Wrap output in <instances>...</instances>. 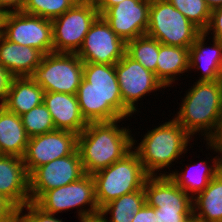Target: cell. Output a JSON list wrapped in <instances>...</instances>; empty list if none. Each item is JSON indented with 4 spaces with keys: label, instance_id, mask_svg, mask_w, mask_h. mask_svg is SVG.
<instances>
[{
    "label": "cell",
    "instance_id": "obj_1",
    "mask_svg": "<svg viewBox=\"0 0 222 222\" xmlns=\"http://www.w3.org/2000/svg\"><path fill=\"white\" fill-rule=\"evenodd\" d=\"M83 118L89 122H111L132 117L123 104L115 64L84 63L77 91Z\"/></svg>",
    "mask_w": 222,
    "mask_h": 222
},
{
    "label": "cell",
    "instance_id": "obj_2",
    "mask_svg": "<svg viewBox=\"0 0 222 222\" xmlns=\"http://www.w3.org/2000/svg\"><path fill=\"white\" fill-rule=\"evenodd\" d=\"M125 119L89 122L78 134L77 149L85 173L92 175L122 159L132 150V131L129 126L120 128L118 125Z\"/></svg>",
    "mask_w": 222,
    "mask_h": 222
},
{
    "label": "cell",
    "instance_id": "obj_3",
    "mask_svg": "<svg viewBox=\"0 0 222 222\" xmlns=\"http://www.w3.org/2000/svg\"><path fill=\"white\" fill-rule=\"evenodd\" d=\"M192 85L181 98L174 119L191 137L199 133L207 142L215 133L222 111L221 83L220 80L196 81Z\"/></svg>",
    "mask_w": 222,
    "mask_h": 222
},
{
    "label": "cell",
    "instance_id": "obj_4",
    "mask_svg": "<svg viewBox=\"0 0 222 222\" xmlns=\"http://www.w3.org/2000/svg\"><path fill=\"white\" fill-rule=\"evenodd\" d=\"M143 136L137 144L133 135L132 149L137 153L149 176H163V168L171 167L182 154H187L188 143L192 139L174 118L155 126Z\"/></svg>",
    "mask_w": 222,
    "mask_h": 222
},
{
    "label": "cell",
    "instance_id": "obj_5",
    "mask_svg": "<svg viewBox=\"0 0 222 222\" xmlns=\"http://www.w3.org/2000/svg\"><path fill=\"white\" fill-rule=\"evenodd\" d=\"M92 176L99 209L124 194L144 189L145 181L149 177L133 149L122 159L93 173Z\"/></svg>",
    "mask_w": 222,
    "mask_h": 222
},
{
    "label": "cell",
    "instance_id": "obj_6",
    "mask_svg": "<svg viewBox=\"0 0 222 222\" xmlns=\"http://www.w3.org/2000/svg\"><path fill=\"white\" fill-rule=\"evenodd\" d=\"M201 33L168 0H151L146 35L161 44L190 48Z\"/></svg>",
    "mask_w": 222,
    "mask_h": 222
},
{
    "label": "cell",
    "instance_id": "obj_7",
    "mask_svg": "<svg viewBox=\"0 0 222 222\" xmlns=\"http://www.w3.org/2000/svg\"><path fill=\"white\" fill-rule=\"evenodd\" d=\"M34 203L43 211L56 215L78 208L80 221L100 213L95 197V182L93 176L87 173L75 182L44 192Z\"/></svg>",
    "mask_w": 222,
    "mask_h": 222
},
{
    "label": "cell",
    "instance_id": "obj_8",
    "mask_svg": "<svg viewBox=\"0 0 222 222\" xmlns=\"http://www.w3.org/2000/svg\"><path fill=\"white\" fill-rule=\"evenodd\" d=\"M84 62L76 53L45 54L31 78L45 92L77 94L83 79Z\"/></svg>",
    "mask_w": 222,
    "mask_h": 222
},
{
    "label": "cell",
    "instance_id": "obj_9",
    "mask_svg": "<svg viewBox=\"0 0 222 222\" xmlns=\"http://www.w3.org/2000/svg\"><path fill=\"white\" fill-rule=\"evenodd\" d=\"M99 16L97 7L90 2L73 5L64 14L52 19L53 52L77 53Z\"/></svg>",
    "mask_w": 222,
    "mask_h": 222
},
{
    "label": "cell",
    "instance_id": "obj_10",
    "mask_svg": "<svg viewBox=\"0 0 222 222\" xmlns=\"http://www.w3.org/2000/svg\"><path fill=\"white\" fill-rule=\"evenodd\" d=\"M2 35L9 41L33 47L44 55L53 52L52 21L22 11L4 13Z\"/></svg>",
    "mask_w": 222,
    "mask_h": 222
},
{
    "label": "cell",
    "instance_id": "obj_11",
    "mask_svg": "<svg viewBox=\"0 0 222 222\" xmlns=\"http://www.w3.org/2000/svg\"><path fill=\"white\" fill-rule=\"evenodd\" d=\"M123 104L134 114L137 102L145 95L166 89L156 75L143 67L127 53L115 64Z\"/></svg>",
    "mask_w": 222,
    "mask_h": 222
},
{
    "label": "cell",
    "instance_id": "obj_12",
    "mask_svg": "<svg viewBox=\"0 0 222 222\" xmlns=\"http://www.w3.org/2000/svg\"><path fill=\"white\" fill-rule=\"evenodd\" d=\"M85 174L78 149L36 168L29 175L31 202H35L44 192L75 182Z\"/></svg>",
    "mask_w": 222,
    "mask_h": 222
},
{
    "label": "cell",
    "instance_id": "obj_13",
    "mask_svg": "<svg viewBox=\"0 0 222 222\" xmlns=\"http://www.w3.org/2000/svg\"><path fill=\"white\" fill-rule=\"evenodd\" d=\"M126 53V43L99 16L76 53L84 63L116 64Z\"/></svg>",
    "mask_w": 222,
    "mask_h": 222
},
{
    "label": "cell",
    "instance_id": "obj_14",
    "mask_svg": "<svg viewBox=\"0 0 222 222\" xmlns=\"http://www.w3.org/2000/svg\"><path fill=\"white\" fill-rule=\"evenodd\" d=\"M77 136L70 131L54 130L29 137L22 157L28 175L44 164L72 154L77 149Z\"/></svg>",
    "mask_w": 222,
    "mask_h": 222
},
{
    "label": "cell",
    "instance_id": "obj_15",
    "mask_svg": "<svg viewBox=\"0 0 222 222\" xmlns=\"http://www.w3.org/2000/svg\"><path fill=\"white\" fill-rule=\"evenodd\" d=\"M151 0H124L101 16L125 43L146 35Z\"/></svg>",
    "mask_w": 222,
    "mask_h": 222
},
{
    "label": "cell",
    "instance_id": "obj_16",
    "mask_svg": "<svg viewBox=\"0 0 222 222\" xmlns=\"http://www.w3.org/2000/svg\"><path fill=\"white\" fill-rule=\"evenodd\" d=\"M0 193L18 209L31 201L29 175L22 157L0 155Z\"/></svg>",
    "mask_w": 222,
    "mask_h": 222
},
{
    "label": "cell",
    "instance_id": "obj_17",
    "mask_svg": "<svg viewBox=\"0 0 222 222\" xmlns=\"http://www.w3.org/2000/svg\"><path fill=\"white\" fill-rule=\"evenodd\" d=\"M144 191L146 203L158 210H193L192 198L169 176H149Z\"/></svg>",
    "mask_w": 222,
    "mask_h": 222
},
{
    "label": "cell",
    "instance_id": "obj_18",
    "mask_svg": "<svg viewBox=\"0 0 222 222\" xmlns=\"http://www.w3.org/2000/svg\"><path fill=\"white\" fill-rule=\"evenodd\" d=\"M43 103L51 114L56 130L80 134L88 122L83 118L76 94L45 92Z\"/></svg>",
    "mask_w": 222,
    "mask_h": 222
},
{
    "label": "cell",
    "instance_id": "obj_19",
    "mask_svg": "<svg viewBox=\"0 0 222 222\" xmlns=\"http://www.w3.org/2000/svg\"><path fill=\"white\" fill-rule=\"evenodd\" d=\"M206 37L202 32L189 48V70H201L197 81H217L222 70V42L211 38L213 44L208 47Z\"/></svg>",
    "mask_w": 222,
    "mask_h": 222
},
{
    "label": "cell",
    "instance_id": "obj_20",
    "mask_svg": "<svg viewBox=\"0 0 222 222\" xmlns=\"http://www.w3.org/2000/svg\"><path fill=\"white\" fill-rule=\"evenodd\" d=\"M211 162L209 165L205 159V161L202 160L193 165L189 164L184 168V172L183 170H181L182 172H178L176 169L175 171H170V173L164 171L163 176H169L181 190L193 199L222 170V154L214 156Z\"/></svg>",
    "mask_w": 222,
    "mask_h": 222
},
{
    "label": "cell",
    "instance_id": "obj_21",
    "mask_svg": "<svg viewBox=\"0 0 222 222\" xmlns=\"http://www.w3.org/2000/svg\"><path fill=\"white\" fill-rule=\"evenodd\" d=\"M43 56L41 51L9 41L0 34V64L14 77H31Z\"/></svg>",
    "mask_w": 222,
    "mask_h": 222
},
{
    "label": "cell",
    "instance_id": "obj_22",
    "mask_svg": "<svg viewBox=\"0 0 222 222\" xmlns=\"http://www.w3.org/2000/svg\"><path fill=\"white\" fill-rule=\"evenodd\" d=\"M45 91L31 77H14L2 105L18 116L43 103Z\"/></svg>",
    "mask_w": 222,
    "mask_h": 222
},
{
    "label": "cell",
    "instance_id": "obj_23",
    "mask_svg": "<svg viewBox=\"0 0 222 222\" xmlns=\"http://www.w3.org/2000/svg\"><path fill=\"white\" fill-rule=\"evenodd\" d=\"M28 141L21 116L0 105V155L23 157Z\"/></svg>",
    "mask_w": 222,
    "mask_h": 222
},
{
    "label": "cell",
    "instance_id": "obj_24",
    "mask_svg": "<svg viewBox=\"0 0 222 222\" xmlns=\"http://www.w3.org/2000/svg\"><path fill=\"white\" fill-rule=\"evenodd\" d=\"M189 71V48L161 44L157 59L156 77L163 86L171 87L180 74Z\"/></svg>",
    "mask_w": 222,
    "mask_h": 222
},
{
    "label": "cell",
    "instance_id": "obj_25",
    "mask_svg": "<svg viewBox=\"0 0 222 222\" xmlns=\"http://www.w3.org/2000/svg\"><path fill=\"white\" fill-rule=\"evenodd\" d=\"M193 214L205 222H222V170L192 199Z\"/></svg>",
    "mask_w": 222,
    "mask_h": 222
},
{
    "label": "cell",
    "instance_id": "obj_26",
    "mask_svg": "<svg viewBox=\"0 0 222 222\" xmlns=\"http://www.w3.org/2000/svg\"><path fill=\"white\" fill-rule=\"evenodd\" d=\"M146 203L144 189L124 194L112 200L100 209L99 215L106 222H132L134 215ZM110 214V218L106 217ZM107 218V219H106Z\"/></svg>",
    "mask_w": 222,
    "mask_h": 222
},
{
    "label": "cell",
    "instance_id": "obj_27",
    "mask_svg": "<svg viewBox=\"0 0 222 222\" xmlns=\"http://www.w3.org/2000/svg\"><path fill=\"white\" fill-rule=\"evenodd\" d=\"M126 53L156 75L159 41L143 35L126 43Z\"/></svg>",
    "mask_w": 222,
    "mask_h": 222
},
{
    "label": "cell",
    "instance_id": "obj_28",
    "mask_svg": "<svg viewBox=\"0 0 222 222\" xmlns=\"http://www.w3.org/2000/svg\"><path fill=\"white\" fill-rule=\"evenodd\" d=\"M177 10H179L191 23L202 32L207 29L211 9L204 0H168Z\"/></svg>",
    "mask_w": 222,
    "mask_h": 222
},
{
    "label": "cell",
    "instance_id": "obj_29",
    "mask_svg": "<svg viewBox=\"0 0 222 222\" xmlns=\"http://www.w3.org/2000/svg\"><path fill=\"white\" fill-rule=\"evenodd\" d=\"M21 119L29 137L56 130L51 114L44 103L21 115Z\"/></svg>",
    "mask_w": 222,
    "mask_h": 222
},
{
    "label": "cell",
    "instance_id": "obj_30",
    "mask_svg": "<svg viewBox=\"0 0 222 222\" xmlns=\"http://www.w3.org/2000/svg\"><path fill=\"white\" fill-rule=\"evenodd\" d=\"M73 6L70 0H27L22 12L46 19H54Z\"/></svg>",
    "mask_w": 222,
    "mask_h": 222
},
{
    "label": "cell",
    "instance_id": "obj_31",
    "mask_svg": "<svg viewBox=\"0 0 222 222\" xmlns=\"http://www.w3.org/2000/svg\"><path fill=\"white\" fill-rule=\"evenodd\" d=\"M24 209L27 213L23 212ZM55 216V214L43 211L34 202L31 201L18 209V218L22 222H64L62 219H58Z\"/></svg>",
    "mask_w": 222,
    "mask_h": 222
},
{
    "label": "cell",
    "instance_id": "obj_32",
    "mask_svg": "<svg viewBox=\"0 0 222 222\" xmlns=\"http://www.w3.org/2000/svg\"><path fill=\"white\" fill-rule=\"evenodd\" d=\"M193 210H158L155 208V215L158 222H184Z\"/></svg>",
    "mask_w": 222,
    "mask_h": 222
},
{
    "label": "cell",
    "instance_id": "obj_33",
    "mask_svg": "<svg viewBox=\"0 0 222 222\" xmlns=\"http://www.w3.org/2000/svg\"><path fill=\"white\" fill-rule=\"evenodd\" d=\"M209 32L213 35L211 38L222 42V6L211 10L210 22L205 30L208 35Z\"/></svg>",
    "mask_w": 222,
    "mask_h": 222
},
{
    "label": "cell",
    "instance_id": "obj_34",
    "mask_svg": "<svg viewBox=\"0 0 222 222\" xmlns=\"http://www.w3.org/2000/svg\"><path fill=\"white\" fill-rule=\"evenodd\" d=\"M14 76L0 64V105L7 99Z\"/></svg>",
    "mask_w": 222,
    "mask_h": 222
},
{
    "label": "cell",
    "instance_id": "obj_35",
    "mask_svg": "<svg viewBox=\"0 0 222 222\" xmlns=\"http://www.w3.org/2000/svg\"><path fill=\"white\" fill-rule=\"evenodd\" d=\"M206 148H210L213 152L222 154V111L220 113V118L218 122V126L215 130V133L211 136V138L206 142Z\"/></svg>",
    "mask_w": 222,
    "mask_h": 222
},
{
    "label": "cell",
    "instance_id": "obj_36",
    "mask_svg": "<svg viewBox=\"0 0 222 222\" xmlns=\"http://www.w3.org/2000/svg\"><path fill=\"white\" fill-rule=\"evenodd\" d=\"M132 222H158L155 208L145 203L139 212L134 215Z\"/></svg>",
    "mask_w": 222,
    "mask_h": 222
},
{
    "label": "cell",
    "instance_id": "obj_37",
    "mask_svg": "<svg viewBox=\"0 0 222 222\" xmlns=\"http://www.w3.org/2000/svg\"><path fill=\"white\" fill-rule=\"evenodd\" d=\"M27 0H0V10L3 13L22 11Z\"/></svg>",
    "mask_w": 222,
    "mask_h": 222
},
{
    "label": "cell",
    "instance_id": "obj_38",
    "mask_svg": "<svg viewBox=\"0 0 222 222\" xmlns=\"http://www.w3.org/2000/svg\"><path fill=\"white\" fill-rule=\"evenodd\" d=\"M124 0H91V3L97 7L100 16L110 7Z\"/></svg>",
    "mask_w": 222,
    "mask_h": 222
},
{
    "label": "cell",
    "instance_id": "obj_39",
    "mask_svg": "<svg viewBox=\"0 0 222 222\" xmlns=\"http://www.w3.org/2000/svg\"><path fill=\"white\" fill-rule=\"evenodd\" d=\"M204 1L211 10L222 6V0H204Z\"/></svg>",
    "mask_w": 222,
    "mask_h": 222
},
{
    "label": "cell",
    "instance_id": "obj_40",
    "mask_svg": "<svg viewBox=\"0 0 222 222\" xmlns=\"http://www.w3.org/2000/svg\"><path fill=\"white\" fill-rule=\"evenodd\" d=\"M80 222H106L100 215L84 219Z\"/></svg>",
    "mask_w": 222,
    "mask_h": 222
},
{
    "label": "cell",
    "instance_id": "obj_41",
    "mask_svg": "<svg viewBox=\"0 0 222 222\" xmlns=\"http://www.w3.org/2000/svg\"><path fill=\"white\" fill-rule=\"evenodd\" d=\"M184 222H205V221L192 213Z\"/></svg>",
    "mask_w": 222,
    "mask_h": 222
},
{
    "label": "cell",
    "instance_id": "obj_42",
    "mask_svg": "<svg viewBox=\"0 0 222 222\" xmlns=\"http://www.w3.org/2000/svg\"><path fill=\"white\" fill-rule=\"evenodd\" d=\"M73 5H84L91 2V0H70Z\"/></svg>",
    "mask_w": 222,
    "mask_h": 222
},
{
    "label": "cell",
    "instance_id": "obj_43",
    "mask_svg": "<svg viewBox=\"0 0 222 222\" xmlns=\"http://www.w3.org/2000/svg\"><path fill=\"white\" fill-rule=\"evenodd\" d=\"M4 13L0 10V34H2V19H3Z\"/></svg>",
    "mask_w": 222,
    "mask_h": 222
},
{
    "label": "cell",
    "instance_id": "obj_44",
    "mask_svg": "<svg viewBox=\"0 0 222 222\" xmlns=\"http://www.w3.org/2000/svg\"><path fill=\"white\" fill-rule=\"evenodd\" d=\"M220 83H221V87H222V70H221V74H220Z\"/></svg>",
    "mask_w": 222,
    "mask_h": 222
},
{
    "label": "cell",
    "instance_id": "obj_45",
    "mask_svg": "<svg viewBox=\"0 0 222 222\" xmlns=\"http://www.w3.org/2000/svg\"><path fill=\"white\" fill-rule=\"evenodd\" d=\"M14 222H22L19 218H17Z\"/></svg>",
    "mask_w": 222,
    "mask_h": 222
}]
</instances>
